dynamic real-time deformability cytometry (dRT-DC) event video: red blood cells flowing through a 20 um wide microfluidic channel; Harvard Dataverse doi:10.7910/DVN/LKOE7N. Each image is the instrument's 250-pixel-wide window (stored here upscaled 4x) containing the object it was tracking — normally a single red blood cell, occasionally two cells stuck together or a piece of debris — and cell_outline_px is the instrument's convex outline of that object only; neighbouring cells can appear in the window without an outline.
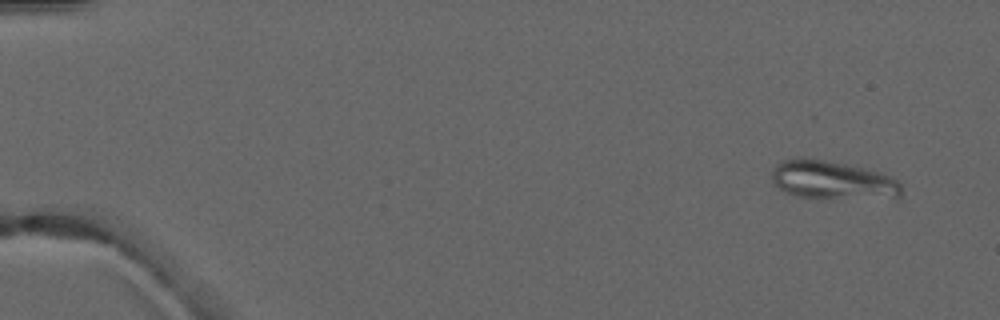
{"species": "common noctule bat (a hibernating species)", "species_latin": "Nyctalus noctula", "temperature_condition": "warm", "stored_images_in_passage": 6, "camera_frame_rate_fps": 3000, "um_per_image_px": 0.085, "animal": {"sex": "male", "forearm_length_mm": 52.5}, "frame": {"image": 1, "passage_image": 1, "time_ms": 0.0, "image_size_px": [1000, 320], "cell_outline_px": [[900, 196], [828, 200], [796, 196], [784, 192], [772, 184], [772, 172], [776, 164], [784, 160], [796, 156], [800, 156], [824, 160], [864, 168], [880, 172], [892, 176], [900, 180]], "centroid_in_image_um": [70.7, 15.32], "position_along_channel_um": 14.3, "area_um2": 29.65}}